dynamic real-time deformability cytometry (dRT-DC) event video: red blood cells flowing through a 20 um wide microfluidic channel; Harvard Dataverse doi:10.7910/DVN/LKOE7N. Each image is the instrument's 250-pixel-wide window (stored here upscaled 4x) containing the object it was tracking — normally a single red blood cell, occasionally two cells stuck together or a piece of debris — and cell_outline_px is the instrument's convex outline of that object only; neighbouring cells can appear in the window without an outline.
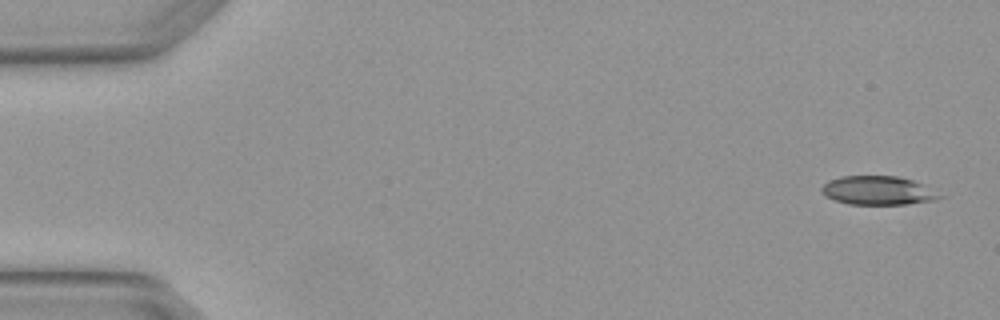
{"species": "Egyptian fruit bat (a non-hibernating species)", "species_latin": "Rousettus aegyptiacus", "temperature_condition": "warm", "stored_images_in_passage": 5, "camera_frame_rate_fps": 3000, "um_per_image_px": 0.085, "animal": {"sex": "female"}, "frame": {"image": 1, "passage_image": 1, "time_ms": 0.0, "image_size_px": [1000, 320], "cell_outline_px": [[948, 196], [936, 200], [908, 204], [848, 204], [824, 196], [820, 192], [820, 188], [828, 180], [840, 176], [896, 176], [912, 180], [924, 184]], "centroid_in_image_um": [74.67, 16.19], "position_along_channel_um": 10.3, "area_um2": 20.17}}
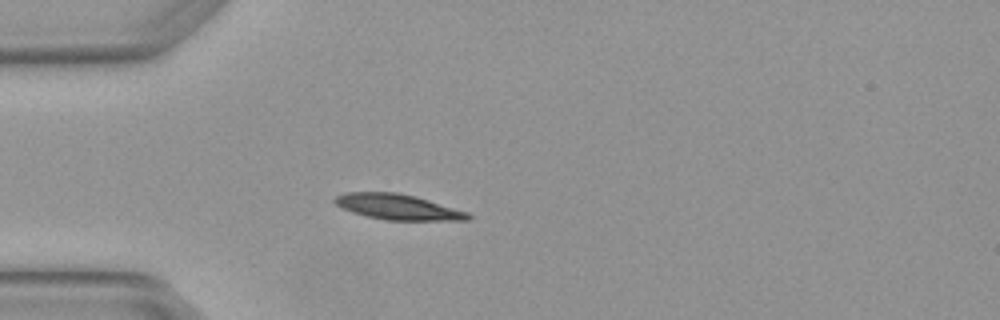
{"frame": {"image": 2, "passage_image": 5, "time_ms": 1.333, "image_size_px": [1000, 320], "cell_outline_px": [[472, 220], [384, 220], [352, 212], [336, 204], [332, 200], [336, 196], [344, 192], [396, 192], [416, 196], [468, 212], [472, 216]], "centroid_in_image_um": [33.83, 17.58], "position_along_channel_um": 51.2, "area_um2": 19.77}}